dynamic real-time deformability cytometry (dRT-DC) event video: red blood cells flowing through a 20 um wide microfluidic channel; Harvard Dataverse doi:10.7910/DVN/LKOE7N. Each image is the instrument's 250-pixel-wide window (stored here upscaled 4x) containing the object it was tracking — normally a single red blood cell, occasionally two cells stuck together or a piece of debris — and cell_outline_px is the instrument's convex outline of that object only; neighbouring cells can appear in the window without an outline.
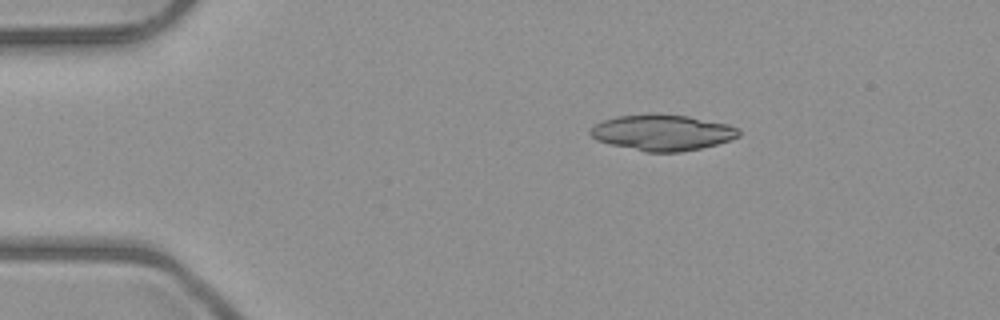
{"species": "common noctule bat (a hibernating species)", "species_latin": "Nyctalus noctula", "temperature_condition": "room temperature", "stored_images_in_passage": 6, "camera_frame_rate_fps": 3000, "um_per_image_px": 0.085, "animal": {"sex": "male", "body_mass_g": 23.1, "forearm_length_mm": 52.7}, "frame": {"image": 1, "passage_image": 3, "time_ms": 2.333, "image_size_px": [1000, 320], "cell_outline_px": [[740, 136], [716, 144], [700, 148], [680, 152], [644, 152], [596, 140], [588, 132], [596, 124], [604, 120], [616, 116], [688, 116], [728, 124], [736, 128], [740, 132]], "centroid_in_image_um": [56.31, 11.3], "position_along_channel_um": 28.7, "area_um2": 30.11}}